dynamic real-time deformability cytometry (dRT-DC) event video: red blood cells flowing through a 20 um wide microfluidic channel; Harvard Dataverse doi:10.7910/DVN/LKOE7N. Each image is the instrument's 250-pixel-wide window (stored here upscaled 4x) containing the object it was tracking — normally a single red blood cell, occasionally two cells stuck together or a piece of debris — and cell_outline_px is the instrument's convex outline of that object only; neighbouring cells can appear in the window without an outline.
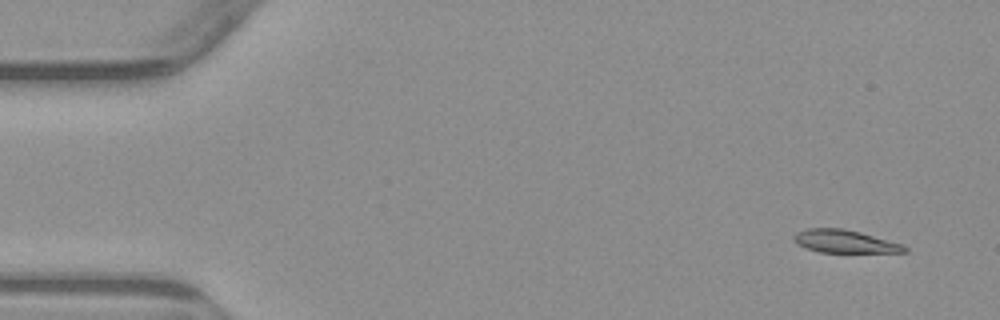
{"species": "common noctule bat (a hibernating species)", "species_latin": "Nyctalus noctula", "temperature_condition": "warm", "stored_images_in_passage": 6, "camera_frame_rate_fps": 3000, "um_per_image_px": 0.085, "animal": {"sex": "male", "body_mass_g": 23.1, "forearm_length_mm": 52.7}, "frame": {"image": 1, "passage_image": 1, "time_ms": 0.0, "image_size_px": [1000, 320], "cell_outline_px": [[908, 252], [820, 252], [804, 248], [796, 244], [792, 240], [792, 236], [796, 232], [808, 228], [844, 228], [860, 232], [904, 244], [908, 248]], "centroid_in_image_um": [71.77, 20.51], "position_along_channel_um": 13.2, "area_um2": 14.97}}
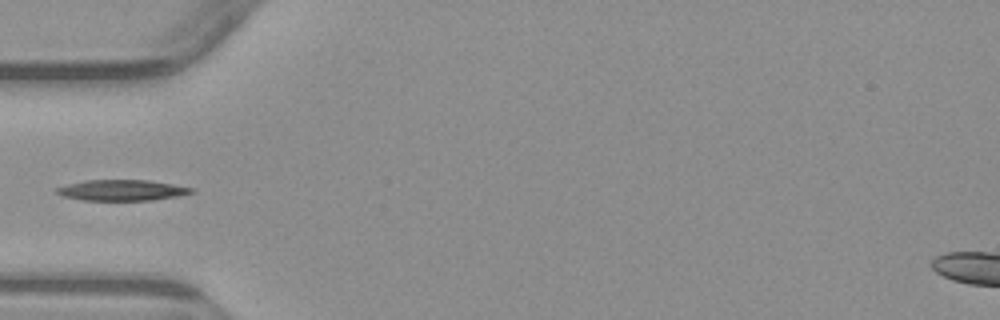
{"frame": {"image": 2, "passage_image": 5, "time_ms": 4.667, "image_size_px": [1000, 320], "cell_outline_px": [[196, 192], [176, 196], [152, 200], [84, 200], [64, 196], [56, 192], [56, 188], [68, 184], [84, 180], [148, 180], [196, 188]], "centroid_in_image_um": [10.41, 16.16], "position_along_channel_um": 74.6, "area_um2": 16.24}}
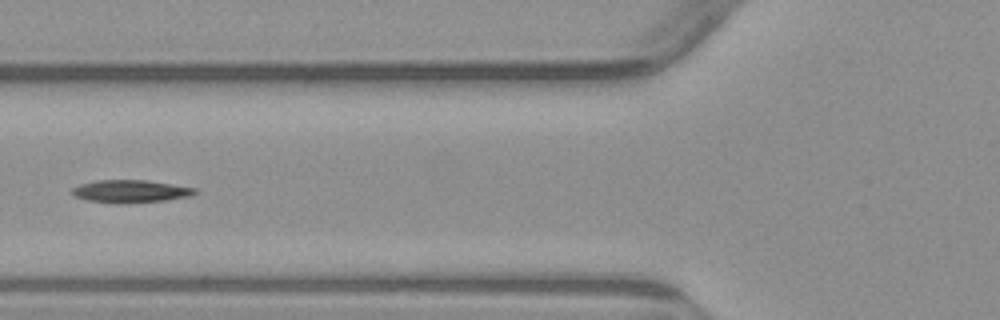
{"frame": {"image": 3, "passage_image": 6, "time_ms": 5.667, "image_size_px": [1000, 320], "cell_outline_px": [[196, 192], [192, 196], [164, 200], [120, 204], [88, 200], [72, 196], [68, 192], [72, 188], [80, 184], [96, 180], [148, 180], [196, 188]], "centroid_in_image_um": [11.04, 16.26], "position_along_channel_um": 114.8, "area_um2": 16.36}}